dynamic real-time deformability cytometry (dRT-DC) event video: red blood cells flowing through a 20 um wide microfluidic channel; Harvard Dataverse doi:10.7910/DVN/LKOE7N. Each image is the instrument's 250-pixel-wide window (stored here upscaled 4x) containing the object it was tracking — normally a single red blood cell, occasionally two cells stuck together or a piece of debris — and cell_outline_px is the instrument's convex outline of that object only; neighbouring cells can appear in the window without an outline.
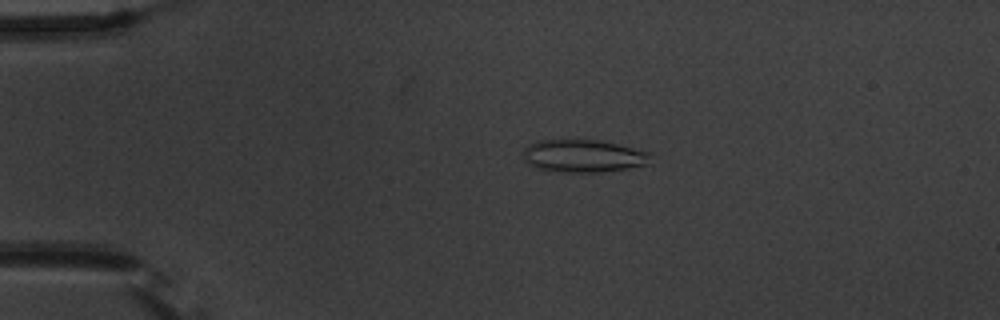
{"species": "common noctule bat (a hibernating species)", "species_latin": "Nyctalus noctula", "temperature_condition": "warm", "stored_images_in_passage": 56, "camera_frame_rate_fps": 3000, "um_per_image_px": 0.085, "animal": {"sex": "male", "body_mass_g": 20.1, "forearm_length_mm": 53.5}, "frame": {"image": 1, "passage_image": 13, "time_ms": 4.0, "image_size_px": [1000, 320], "cell_outline_px": [[652, 152], [648, 164], [628, 168], [600, 172], [556, 172], [536, 168], [528, 164], [524, 160], [524, 148], [528, 144], [536, 140], [596, 140], [616, 144]], "centroid_in_image_um": [49.55, 13.26], "position_along_channel_um": 35.4, "area_um2": 24.33}}
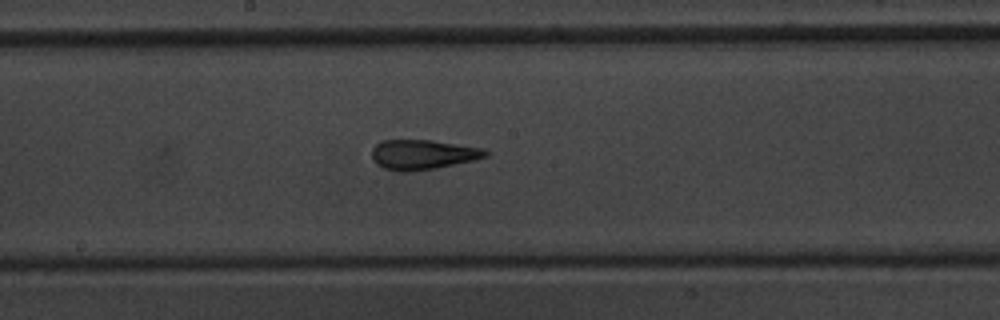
{"frame": {"image": 2, "passage_image": 31, "time_ms": 10.0, "image_size_px": [1000, 320], "cell_outline_px": [[492, 152], [488, 156], [472, 160], [436, 168], [408, 172], [400, 172], [384, 168], [376, 164], [372, 160], [372, 148], [380, 140], [432, 140], [484, 148]], "centroid_in_image_um": [35.93, 13.13], "position_along_channel_um": 212.3, "area_um2": 19.94}}
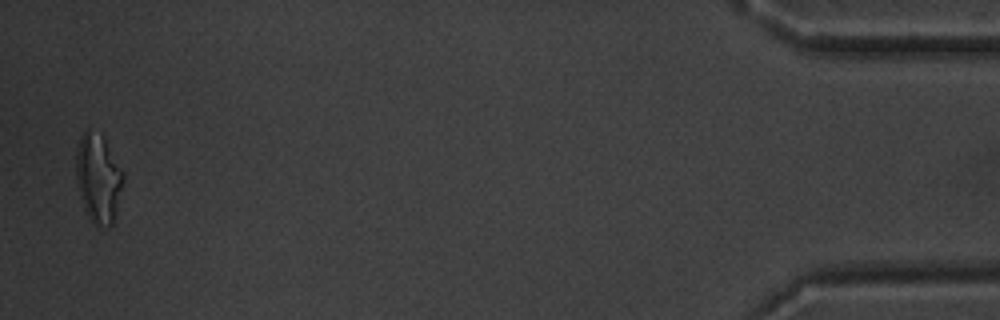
{"frame": {"image": 3, "passage_image": 55, "time_ms": 18.0, "image_size_px": [1000, 320], "cell_outline_px": [[124, 180], [112, 224], [96, 228], [92, 224], [84, 208], [80, 196], [76, 180], [76, 148], [80, 136], [84, 132], [88, 132], [104, 136], [124, 172]], "centroid_in_image_um": [8.35, 15.17], "position_along_channel_um": 426.8, "area_um2": 24.39}, "authors_computed_cell_mechanics": {"area_um2": 20.2011, "velocity_mm_per_s": 3.7068, "shape_relaxation_time_tau1_ms": 5.6727, "shape_relaxation_time_tau2_ms": 1.5951, "deformation_change_tau1": 0.1865, "deformation_change_tau2": 0.1221}}